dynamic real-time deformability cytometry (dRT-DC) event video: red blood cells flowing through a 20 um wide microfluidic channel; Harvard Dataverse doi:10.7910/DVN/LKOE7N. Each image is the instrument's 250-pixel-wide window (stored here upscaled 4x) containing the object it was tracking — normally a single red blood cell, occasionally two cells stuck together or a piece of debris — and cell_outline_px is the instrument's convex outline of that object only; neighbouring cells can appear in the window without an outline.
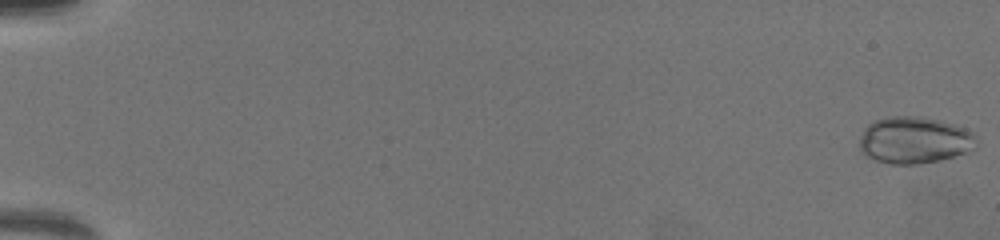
{"species": "common noctule bat (a hibernating species)", "species_latin": "Nyctalus noctula", "temperature_condition": "warm", "stored_images_in_passage": 66, "camera_frame_rate_fps": 3000, "um_per_image_px": 0.085, "animal": {"sex": "female", "body_mass_g": 19.5, "forearm_length_mm": 54.1}, "frame": {"image": 1, "passage_image": 1, "time_ms": 0.0, "image_size_px": [1000, 240], "cell_outline_px": [[980, 140], [976, 148], [940, 160], [916, 164], [892, 164], [876, 160], [860, 152], [860, 136], [864, 128], [868, 124], [876, 120], [888, 116], [916, 116], [940, 120], [956, 124], [976, 132]], "centroid_in_image_um": [77.78, 11.89], "position_along_channel_um": 7.2, "area_um2": 32.31}}
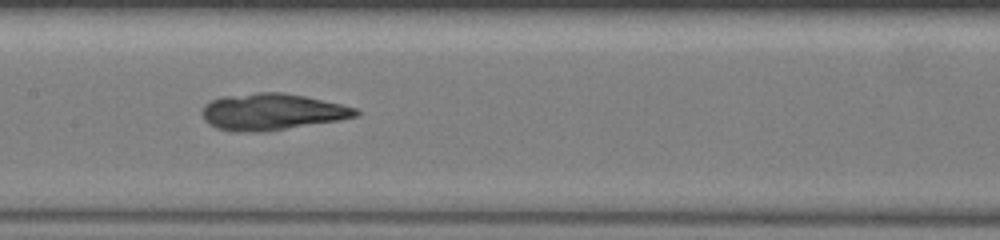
{"frame": {"image": 2, "passage_image": 36, "time_ms": 11.667, "image_size_px": [1000, 240], "cell_outline_px": [[360, 112], [356, 116], [340, 120], [268, 132], [232, 132], [216, 128], [208, 124], [204, 120], [200, 112], [204, 104], [212, 100], [224, 96], [256, 92], [280, 92], [304, 96], [340, 104], [356, 108]], "centroid_in_image_um": [23.06, 9.52], "position_along_channel_um": 184.3, "area_um2": 33.06}}
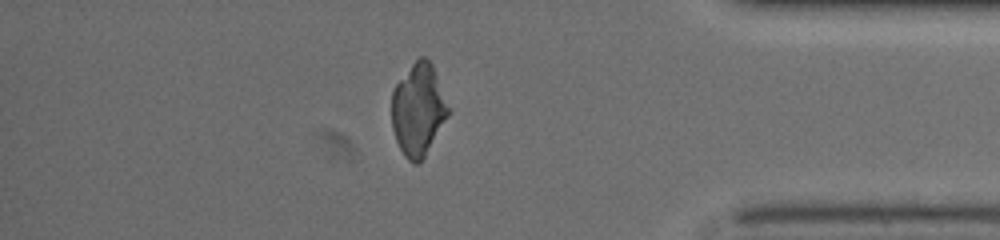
{"frame": {"image": 3, "passage_image": 58, "time_ms": 19.0, "image_size_px": [1000, 240], "cell_outline_px": [[448, 116], [420, 164], [412, 164], [404, 156], [396, 140], [392, 128], [392, 92], [396, 84], [412, 64], [420, 56], [424, 56], [432, 64], [448, 108]], "centroid_in_image_um": [35.52, 9.36], "position_along_channel_um": 399.7, "area_um2": 29.88}}